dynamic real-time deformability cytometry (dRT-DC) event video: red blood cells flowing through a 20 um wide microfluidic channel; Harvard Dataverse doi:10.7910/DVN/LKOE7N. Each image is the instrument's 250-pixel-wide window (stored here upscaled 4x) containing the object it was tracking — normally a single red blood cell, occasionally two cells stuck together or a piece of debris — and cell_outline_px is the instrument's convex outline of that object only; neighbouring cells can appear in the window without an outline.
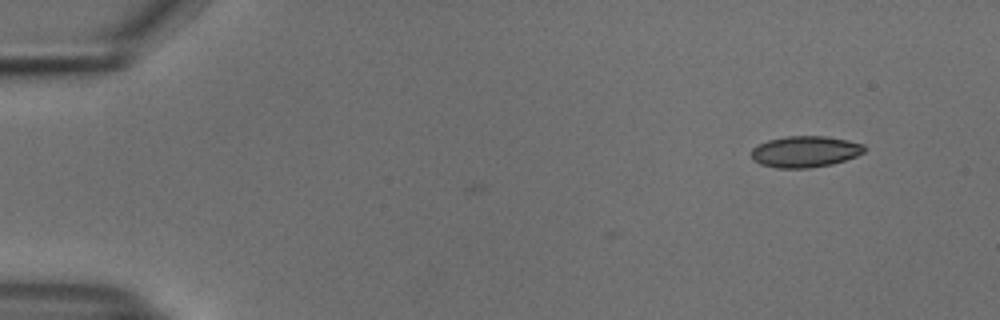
{"species": "common noctule bat (a hibernating species)", "species_latin": "Nyctalus noctula", "temperature_condition": "cold", "stored_images_in_passage": 2, "camera_frame_rate_fps": 3000, "um_per_image_px": 0.085, "animal": {"sex": "male", "body_mass_g": 18.8}, "frame": {"image": 1, "passage_image": 2, "time_ms": 0.333, "image_size_px": [1000, 320], "cell_outline_px": [[864, 152], [856, 156], [832, 164], [808, 168], [776, 168], [760, 164], [752, 160], [752, 148], [756, 144], [768, 140], [784, 136], [824, 136], [848, 140], [864, 144]], "centroid_in_image_um": [68.39, 12.88], "position_along_channel_um": 16.6, "area_um2": 20.69}}